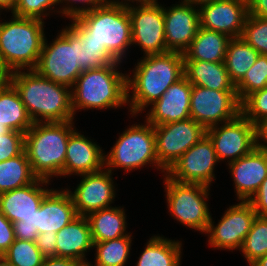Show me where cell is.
Masks as SVG:
<instances>
[{"instance_id":"6da1fadb","label":"cell","mask_w":267,"mask_h":266,"mask_svg":"<svg viewBox=\"0 0 267 266\" xmlns=\"http://www.w3.org/2000/svg\"><path fill=\"white\" fill-rule=\"evenodd\" d=\"M141 58L132 71L133 77L128 73L126 79L127 105L129 104L131 117L145 111L144 109L157 101L170 85L185 75L182 53L168 51Z\"/></svg>"},{"instance_id":"7a4b0ae2","label":"cell","mask_w":267,"mask_h":266,"mask_svg":"<svg viewBox=\"0 0 267 266\" xmlns=\"http://www.w3.org/2000/svg\"><path fill=\"white\" fill-rule=\"evenodd\" d=\"M7 80L18 91L34 123L73 121L70 87L41 76L35 69L11 72Z\"/></svg>"},{"instance_id":"3957f363","label":"cell","mask_w":267,"mask_h":266,"mask_svg":"<svg viewBox=\"0 0 267 266\" xmlns=\"http://www.w3.org/2000/svg\"><path fill=\"white\" fill-rule=\"evenodd\" d=\"M73 126V121L36 122L25 133V152L37 178L50 181L54 176H64L67 141L75 131Z\"/></svg>"},{"instance_id":"277c9868","label":"cell","mask_w":267,"mask_h":266,"mask_svg":"<svg viewBox=\"0 0 267 266\" xmlns=\"http://www.w3.org/2000/svg\"><path fill=\"white\" fill-rule=\"evenodd\" d=\"M11 17L7 22H0V66L7 74L35 69L45 39V22L37 18Z\"/></svg>"},{"instance_id":"5b68a950","label":"cell","mask_w":267,"mask_h":266,"mask_svg":"<svg viewBox=\"0 0 267 266\" xmlns=\"http://www.w3.org/2000/svg\"><path fill=\"white\" fill-rule=\"evenodd\" d=\"M120 63L84 70L79 75L71 87L74 115L79 109H117L127 104V74L118 70Z\"/></svg>"},{"instance_id":"8992f818","label":"cell","mask_w":267,"mask_h":266,"mask_svg":"<svg viewBox=\"0 0 267 266\" xmlns=\"http://www.w3.org/2000/svg\"><path fill=\"white\" fill-rule=\"evenodd\" d=\"M74 19L87 31V40L105 45L119 62H123L126 51L132 45L127 8L108 3Z\"/></svg>"},{"instance_id":"52a82bcc","label":"cell","mask_w":267,"mask_h":266,"mask_svg":"<svg viewBox=\"0 0 267 266\" xmlns=\"http://www.w3.org/2000/svg\"><path fill=\"white\" fill-rule=\"evenodd\" d=\"M60 31L52 43L48 44L45 37L35 70L41 76L71 88L83 72L80 68L82 45L67 26Z\"/></svg>"},{"instance_id":"ba28073f","label":"cell","mask_w":267,"mask_h":266,"mask_svg":"<svg viewBox=\"0 0 267 266\" xmlns=\"http://www.w3.org/2000/svg\"><path fill=\"white\" fill-rule=\"evenodd\" d=\"M146 124H134L119 136L118 140L105 155V167L111 171L121 168L124 171L139 169L152 164L162 173L165 170L158 164L156 155L154 127L147 120Z\"/></svg>"},{"instance_id":"9c48e42d","label":"cell","mask_w":267,"mask_h":266,"mask_svg":"<svg viewBox=\"0 0 267 266\" xmlns=\"http://www.w3.org/2000/svg\"><path fill=\"white\" fill-rule=\"evenodd\" d=\"M167 207L174 220L184 226L205 233L211 214L206 202L210 187L181 183L163 174Z\"/></svg>"},{"instance_id":"30bf717a","label":"cell","mask_w":267,"mask_h":266,"mask_svg":"<svg viewBox=\"0 0 267 266\" xmlns=\"http://www.w3.org/2000/svg\"><path fill=\"white\" fill-rule=\"evenodd\" d=\"M240 114L241 102L236 91H218L192 86L190 118L205 129L229 122Z\"/></svg>"},{"instance_id":"8fae6325","label":"cell","mask_w":267,"mask_h":266,"mask_svg":"<svg viewBox=\"0 0 267 266\" xmlns=\"http://www.w3.org/2000/svg\"><path fill=\"white\" fill-rule=\"evenodd\" d=\"M153 127L158 164L165 171L206 135V129L192 118Z\"/></svg>"},{"instance_id":"7c38bea8","label":"cell","mask_w":267,"mask_h":266,"mask_svg":"<svg viewBox=\"0 0 267 266\" xmlns=\"http://www.w3.org/2000/svg\"><path fill=\"white\" fill-rule=\"evenodd\" d=\"M218 161L228 164L251 153L257 147V126L240 114L235 119L206 129Z\"/></svg>"},{"instance_id":"4fadbf2b","label":"cell","mask_w":267,"mask_h":266,"mask_svg":"<svg viewBox=\"0 0 267 266\" xmlns=\"http://www.w3.org/2000/svg\"><path fill=\"white\" fill-rule=\"evenodd\" d=\"M218 159L212 140L206 134L187 150L167 171L166 175L181 183L210 187L215 180L214 169Z\"/></svg>"},{"instance_id":"5bb4252c","label":"cell","mask_w":267,"mask_h":266,"mask_svg":"<svg viewBox=\"0 0 267 266\" xmlns=\"http://www.w3.org/2000/svg\"><path fill=\"white\" fill-rule=\"evenodd\" d=\"M256 216L248 201H240L227 208L217 225L211 217L205 232L211 248L240 250Z\"/></svg>"},{"instance_id":"9a60e30c","label":"cell","mask_w":267,"mask_h":266,"mask_svg":"<svg viewBox=\"0 0 267 266\" xmlns=\"http://www.w3.org/2000/svg\"><path fill=\"white\" fill-rule=\"evenodd\" d=\"M132 45L141 47L144 56L168 52L165 42L164 6L158 3L128 7Z\"/></svg>"},{"instance_id":"2e32d148","label":"cell","mask_w":267,"mask_h":266,"mask_svg":"<svg viewBox=\"0 0 267 266\" xmlns=\"http://www.w3.org/2000/svg\"><path fill=\"white\" fill-rule=\"evenodd\" d=\"M79 176L82 179L76 189L73 192L67 189L77 214L87 216L93 211L110 207L116 196L112 172L104 168Z\"/></svg>"},{"instance_id":"e0dca14e","label":"cell","mask_w":267,"mask_h":266,"mask_svg":"<svg viewBox=\"0 0 267 266\" xmlns=\"http://www.w3.org/2000/svg\"><path fill=\"white\" fill-rule=\"evenodd\" d=\"M49 182L51 181L37 178L27 186L1 193L0 211L13 223V226L35 227L34 213L51 190L45 188Z\"/></svg>"},{"instance_id":"ac0fdd59","label":"cell","mask_w":267,"mask_h":266,"mask_svg":"<svg viewBox=\"0 0 267 266\" xmlns=\"http://www.w3.org/2000/svg\"><path fill=\"white\" fill-rule=\"evenodd\" d=\"M199 27L198 6L181 1L180 4L164 7L165 42L168 51L183 54L195 38Z\"/></svg>"},{"instance_id":"d6986e66","label":"cell","mask_w":267,"mask_h":266,"mask_svg":"<svg viewBox=\"0 0 267 266\" xmlns=\"http://www.w3.org/2000/svg\"><path fill=\"white\" fill-rule=\"evenodd\" d=\"M247 16L248 6L236 0H214L199 6L200 27L230 38L241 36Z\"/></svg>"},{"instance_id":"ffe728a7","label":"cell","mask_w":267,"mask_h":266,"mask_svg":"<svg viewBox=\"0 0 267 266\" xmlns=\"http://www.w3.org/2000/svg\"><path fill=\"white\" fill-rule=\"evenodd\" d=\"M192 86L185 75L170 85L151 105L152 108L146 114V120L153 126H157L190 118Z\"/></svg>"},{"instance_id":"44dd1931","label":"cell","mask_w":267,"mask_h":266,"mask_svg":"<svg viewBox=\"0 0 267 266\" xmlns=\"http://www.w3.org/2000/svg\"><path fill=\"white\" fill-rule=\"evenodd\" d=\"M239 201H249L267 177V151L256 147L251 153L228 164Z\"/></svg>"},{"instance_id":"7402d4cb","label":"cell","mask_w":267,"mask_h":266,"mask_svg":"<svg viewBox=\"0 0 267 266\" xmlns=\"http://www.w3.org/2000/svg\"><path fill=\"white\" fill-rule=\"evenodd\" d=\"M77 216L67 188L66 190L51 188L41 201L40 208L34 213V225L38 234L47 231L57 233Z\"/></svg>"},{"instance_id":"603a6c76","label":"cell","mask_w":267,"mask_h":266,"mask_svg":"<svg viewBox=\"0 0 267 266\" xmlns=\"http://www.w3.org/2000/svg\"><path fill=\"white\" fill-rule=\"evenodd\" d=\"M94 141L75 131L67 141L64 177L98 172L105 168V153Z\"/></svg>"},{"instance_id":"cb8c5ba5","label":"cell","mask_w":267,"mask_h":266,"mask_svg":"<svg viewBox=\"0 0 267 266\" xmlns=\"http://www.w3.org/2000/svg\"><path fill=\"white\" fill-rule=\"evenodd\" d=\"M93 245L90 224L86 216L78 215L56 233V257L86 262L88 261L86 253L93 249Z\"/></svg>"},{"instance_id":"d4e9b609","label":"cell","mask_w":267,"mask_h":266,"mask_svg":"<svg viewBox=\"0 0 267 266\" xmlns=\"http://www.w3.org/2000/svg\"><path fill=\"white\" fill-rule=\"evenodd\" d=\"M184 74L192 85L218 91H236L225 62L184 60Z\"/></svg>"},{"instance_id":"484cf974","label":"cell","mask_w":267,"mask_h":266,"mask_svg":"<svg viewBox=\"0 0 267 266\" xmlns=\"http://www.w3.org/2000/svg\"><path fill=\"white\" fill-rule=\"evenodd\" d=\"M33 124L18 91L6 80L0 86V126L25 134Z\"/></svg>"},{"instance_id":"4316f807","label":"cell","mask_w":267,"mask_h":266,"mask_svg":"<svg viewBox=\"0 0 267 266\" xmlns=\"http://www.w3.org/2000/svg\"><path fill=\"white\" fill-rule=\"evenodd\" d=\"M93 243L117 239L128 235L125 209L107 207L93 211L87 216Z\"/></svg>"},{"instance_id":"83f0119b","label":"cell","mask_w":267,"mask_h":266,"mask_svg":"<svg viewBox=\"0 0 267 266\" xmlns=\"http://www.w3.org/2000/svg\"><path fill=\"white\" fill-rule=\"evenodd\" d=\"M230 39L225 34L199 27L195 38L183 53L184 60L224 62Z\"/></svg>"},{"instance_id":"f1b7e54d","label":"cell","mask_w":267,"mask_h":266,"mask_svg":"<svg viewBox=\"0 0 267 266\" xmlns=\"http://www.w3.org/2000/svg\"><path fill=\"white\" fill-rule=\"evenodd\" d=\"M136 266H180L182 243L161 236H152L145 244Z\"/></svg>"},{"instance_id":"f546056e","label":"cell","mask_w":267,"mask_h":266,"mask_svg":"<svg viewBox=\"0 0 267 266\" xmlns=\"http://www.w3.org/2000/svg\"><path fill=\"white\" fill-rule=\"evenodd\" d=\"M259 55L241 37L231 38L229 40L224 62L229 77L235 86L243 79Z\"/></svg>"},{"instance_id":"4dcf8cb0","label":"cell","mask_w":267,"mask_h":266,"mask_svg":"<svg viewBox=\"0 0 267 266\" xmlns=\"http://www.w3.org/2000/svg\"><path fill=\"white\" fill-rule=\"evenodd\" d=\"M36 179L25 150L20 155L0 162V194L27 186Z\"/></svg>"},{"instance_id":"1f68e13d","label":"cell","mask_w":267,"mask_h":266,"mask_svg":"<svg viewBox=\"0 0 267 266\" xmlns=\"http://www.w3.org/2000/svg\"><path fill=\"white\" fill-rule=\"evenodd\" d=\"M67 27L82 45V61L80 68L84 70L98 69L108 64L119 62L106 48L95 40H87V31L73 18Z\"/></svg>"},{"instance_id":"d6a6232c","label":"cell","mask_w":267,"mask_h":266,"mask_svg":"<svg viewBox=\"0 0 267 266\" xmlns=\"http://www.w3.org/2000/svg\"><path fill=\"white\" fill-rule=\"evenodd\" d=\"M132 235L112 239L108 241L95 242L96 248L94 266H125L130 255Z\"/></svg>"},{"instance_id":"836d02e7","label":"cell","mask_w":267,"mask_h":266,"mask_svg":"<svg viewBox=\"0 0 267 266\" xmlns=\"http://www.w3.org/2000/svg\"><path fill=\"white\" fill-rule=\"evenodd\" d=\"M249 266L267 254V216H256L240 249Z\"/></svg>"},{"instance_id":"e575fe53","label":"cell","mask_w":267,"mask_h":266,"mask_svg":"<svg viewBox=\"0 0 267 266\" xmlns=\"http://www.w3.org/2000/svg\"><path fill=\"white\" fill-rule=\"evenodd\" d=\"M12 266H42L45 256L36 242L15 239L2 256Z\"/></svg>"},{"instance_id":"d590c367","label":"cell","mask_w":267,"mask_h":266,"mask_svg":"<svg viewBox=\"0 0 267 266\" xmlns=\"http://www.w3.org/2000/svg\"><path fill=\"white\" fill-rule=\"evenodd\" d=\"M265 87H267V56L259 55L243 79L236 85V92L242 102L248 95Z\"/></svg>"},{"instance_id":"8d00e7d4","label":"cell","mask_w":267,"mask_h":266,"mask_svg":"<svg viewBox=\"0 0 267 266\" xmlns=\"http://www.w3.org/2000/svg\"><path fill=\"white\" fill-rule=\"evenodd\" d=\"M240 37L260 55L267 56V18L248 14Z\"/></svg>"},{"instance_id":"74e56055","label":"cell","mask_w":267,"mask_h":266,"mask_svg":"<svg viewBox=\"0 0 267 266\" xmlns=\"http://www.w3.org/2000/svg\"><path fill=\"white\" fill-rule=\"evenodd\" d=\"M241 114L255 126L267 119V87L253 92L241 102Z\"/></svg>"},{"instance_id":"f35d334b","label":"cell","mask_w":267,"mask_h":266,"mask_svg":"<svg viewBox=\"0 0 267 266\" xmlns=\"http://www.w3.org/2000/svg\"><path fill=\"white\" fill-rule=\"evenodd\" d=\"M25 150V134L0 126V162L20 155Z\"/></svg>"},{"instance_id":"ab89813d","label":"cell","mask_w":267,"mask_h":266,"mask_svg":"<svg viewBox=\"0 0 267 266\" xmlns=\"http://www.w3.org/2000/svg\"><path fill=\"white\" fill-rule=\"evenodd\" d=\"M58 4L59 0H18L12 15L43 20L54 10V5Z\"/></svg>"},{"instance_id":"60d3db41","label":"cell","mask_w":267,"mask_h":266,"mask_svg":"<svg viewBox=\"0 0 267 266\" xmlns=\"http://www.w3.org/2000/svg\"><path fill=\"white\" fill-rule=\"evenodd\" d=\"M63 2L66 4H64V6H62L60 11L58 9V11H56V13H60V14H62V16L65 15L67 18H70V19L76 18L85 12L92 11L93 9H95L99 6H102V5L109 3L108 0H59V4H61ZM77 2L81 3L82 6L78 5V7H77L75 5ZM83 4L87 5V6H83Z\"/></svg>"},{"instance_id":"b9f144b4","label":"cell","mask_w":267,"mask_h":266,"mask_svg":"<svg viewBox=\"0 0 267 266\" xmlns=\"http://www.w3.org/2000/svg\"><path fill=\"white\" fill-rule=\"evenodd\" d=\"M15 241L13 223L0 211V257Z\"/></svg>"},{"instance_id":"7bdbcfd3","label":"cell","mask_w":267,"mask_h":266,"mask_svg":"<svg viewBox=\"0 0 267 266\" xmlns=\"http://www.w3.org/2000/svg\"><path fill=\"white\" fill-rule=\"evenodd\" d=\"M248 202L253 206L257 216H267V177Z\"/></svg>"},{"instance_id":"ee69618b","label":"cell","mask_w":267,"mask_h":266,"mask_svg":"<svg viewBox=\"0 0 267 266\" xmlns=\"http://www.w3.org/2000/svg\"><path fill=\"white\" fill-rule=\"evenodd\" d=\"M36 245L45 257L56 256V233L47 231L38 234Z\"/></svg>"},{"instance_id":"f6af8a7d","label":"cell","mask_w":267,"mask_h":266,"mask_svg":"<svg viewBox=\"0 0 267 266\" xmlns=\"http://www.w3.org/2000/svg\"><path fill=\"white\" fill-rule=\"evenodd\" d=\"M15 239L36 242L38 230L36 227L13 226Z\"/></svg>"},{"instance_id":"bcb514c9","label":"cell","mask_w":267,"mask_h":266,"mask_svg":"<svg viewBox=\"0 0 267 266\" xmlns=\"http://www.w3.org/2000/svg\"><path fill=\"white\" fill-rule=\"evenodd\" d=\"M248 14L267 18V0H253L248 6Z\"/></svg>"},{"instance_id":"7dc6e473","label":"cell","mask_w":267,"mask_h":266,"mask_svg":"<svg viewBox=\"0 0 267 266\" xmlns=\"http://www.w3.org/2000/svg\"><path fill=\"white\" fill-rule=\"evenodd\" d=\"M77 262L71 258L45 257L42 266H75Z\"/></svg>"},{"instance_id":"c3c4849f","label":"cell","mask_w":267,"mask_h":266,"mask_svg":"<svg viewBox=\"0 0 267 266\" xmlns=\"http://www.w3.org/2000/svg\"><path fill=\"white\" fill-rule=\"evenodd\" d=\"M257 147L267 151V119L257 125Z\"/></svg>"},{"instance_id":"681fc988","label":"cell","mask_w":267,"mask_h":266,"mask_svg":"<svg viewBox=\"0 0 267 266\" xmlns=\"http://www.w3.org/2000/svg\"><path fill=\"white\" fill-rule=\"evenodd\" d=\"M135 1H136V5L138 4L139 5H151V4L158 3L157 0H124V1L122 0L121 2L119 0H108L110 4L119 5L125 8L131 7L132 6L131 2L134 4Z\"/></svg>"},{"instance_id":"f907efd6","label":"cell","mask_w":267,"mask_h":266,"mask_svg":"<svg viewBox=\"0 0 267 266\" xmlns=\"http://www.w3.org/2000/svg\"><path fill=\"white\" fill-rule=\"evenodd\" d=\"M18 0H0V10L3 11L10 10L11 13L13 12L14 8L17 5ZM3 9V10H2ZM0 11V12H1Z\"/></svg>"},{"instance_id":"816d5d0a","label":"cell","mask_w":267,"mask_h":266,"mask_svg":"<svg viewBox=\"0 0 267 266\" xmlns=\"http://www.w3.org/2000/svg\"><path fill=\"white\" fill-rule=\"evenodd\" d=\"M182 2L184 3H188V4H191V5H194V6H200V5H203V4H206V3H210L214 0H181Z\"/></svg>"},{"instance_id":"f5cc1de1","label":"cell","mask_w":267,"mask_h":266,"mask_svg":"<svg viewBox=\"0 0 267 266\" xmlns=\"http://www.w3.org/2000/svg\"><path fill=\"white\" fill-rule=\"evenodd\" d=\"M250 266H267V254L258 258Z\"/></svg>"},{"instance_id":"db71d44e","label":"cell","mask_w":267,"mask_h":266,"mask_svg":"<svg viewBox=\"0 0 267 266\" xmlns=\"http://www.w3.org/2000/svg\"><path fill=\"white\" fill-rule=\"evenodd\" d=\"M7 80V73L0 66V86Z\"/></svg>"},{"instance_id":"11a10c76","label":"cell","mask_w":267,"mask_h":266,"mask_svg":"<svg viewBox=\"0 0 267 266\" xmlns=\"http://www.w3.org/2000/svg\"><path fill=\"white\" fill-rule=\"evenodd\" d=\"M0 266H12V265L1 256L0 257Z\"/></svg>"},{"instance_id":"9f6ffc18","label":"cell","mask_w":267,"mask_h":266,"mask_svg":"<svg viewBox=\"0 0 267 266\" xmlns=\"http://www.w3.org/2000/svg\"><path fill=\"white\" fill-rule=\"evenodd\" d=\"M90 262H77V264L75 266H93V264H91Z\"/></svg>"},{"instance_id":"6f0895ef","label":"cell","mask_w":267,"mask_h":266,"mask_svg":"<svg viewBox=\"0 0 267 266\" xmlns=\"http://www.w3.org/2000/svg\"><path fill=\"white\" fill-rule=\"evenodd\" d=\"M236 1H240V2L244 3L245 5L249 6L250 3H251L253 0H236Z\"/></svg>"}]
</instances>
